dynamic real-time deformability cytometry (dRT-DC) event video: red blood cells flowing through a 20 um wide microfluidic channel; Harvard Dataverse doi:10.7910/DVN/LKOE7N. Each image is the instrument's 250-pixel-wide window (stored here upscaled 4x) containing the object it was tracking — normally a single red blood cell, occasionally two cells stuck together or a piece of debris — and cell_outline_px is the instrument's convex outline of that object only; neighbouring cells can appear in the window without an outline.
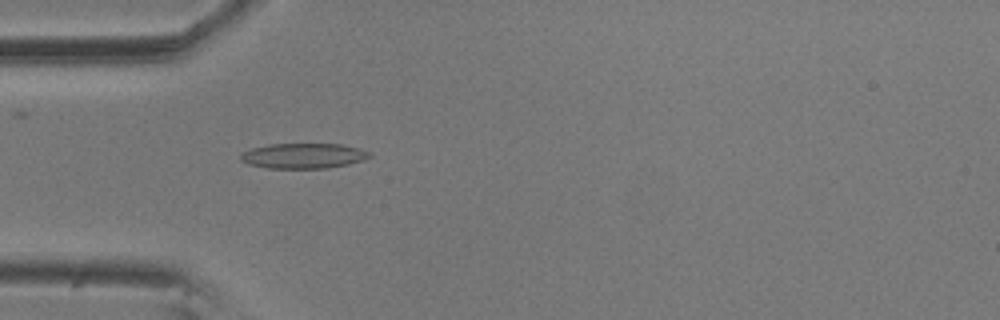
{"species": "common noctule bat (a hibernating species)", "species_latin": "Nyctalus noctula", "temperature_condition": "room temperature", "stored_images_in_passage": 57, "camera_frame_rate_fps": 3000, "um_per_image_px": 0.085, "animal": {"sex": "male", "body_mass_g": 20.5, "forearm_length_mm": 52.5}, "frame": {"image": 1, "passage_image": 17, "time_ms": 5.333, "image_size_px": [1000, 320], "cell_outline_px": [[372, 156], [364, 160], [348, 164], [328, 168], [268, 168], [248, 164], [240, 160], [240, 156], [244, 152], [252, 148], [268, 144], [340, 144], [372, 152]], "centroid_in_image_um": [25.8, 13.25], "position_along_channel_um": 59.2, "area_um2": 18.9}}
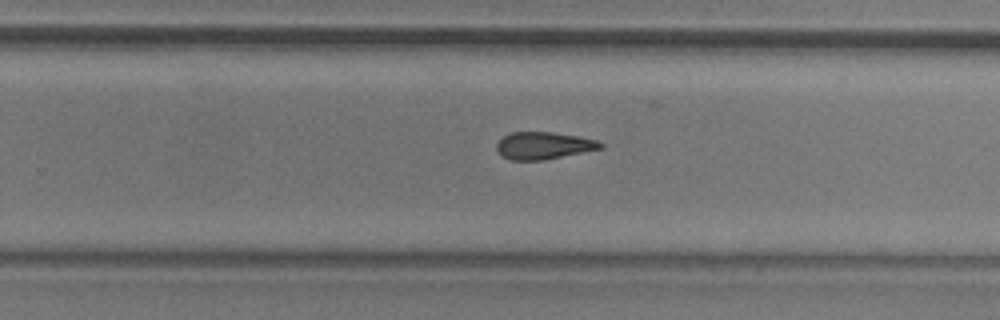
{"frame": {"image": 2, "passage_image": 36, "time_ms": 11.667, "image_size_px": [1000, 320], "cell_outline_px": [[604, 148], [544, 160], [512, 160], [504, 156], [496, 148], [496, 144], [504, 136], [512, 132], [552, 132], [580, 136], [596, 140], [604, 144]], "centroid_in_image_um": [46.25, 12.37], "position_along_channel_um": 283.5, "area_um2": 16.42}}
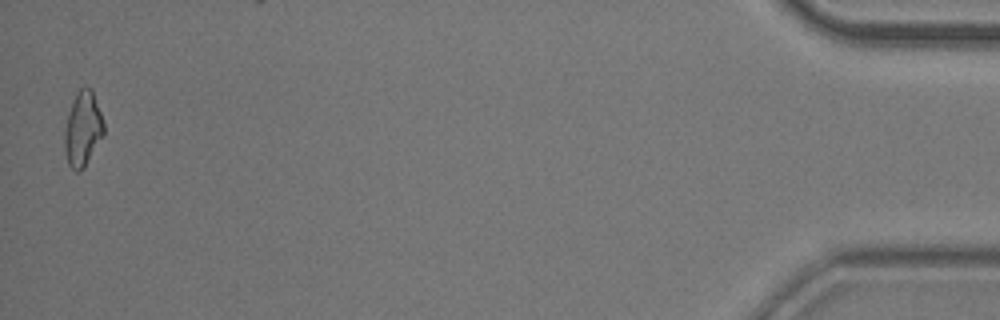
{"frame": {"image": 3, "passage_image": 56, "time_ms": 18.333, "image_size_px": [1000, 320], "cell_outline_px": [[104, 136], [84, 168], [80, 172], [76, 172], [68, 164], [64, 148], [64, 132], [68, 112], [76, 92], [80, 88], [92, 88], [104, 124]], "centroid_in_image_um": [7.04, 10.99], "position_along_channel_um": 428.2, "area_um2": 17.22}, "authors_computed_cell_mechanics": {"area_um2": 17.3978, "velocity_mm_per_s": 3.5654, "shape_relaxation_time_tau1_ms": null, "shape_relaxation_time_tau2_ms": 4.6199, "deformation_change_tau1": null, "deformation_change_tau2": 0.1246}}